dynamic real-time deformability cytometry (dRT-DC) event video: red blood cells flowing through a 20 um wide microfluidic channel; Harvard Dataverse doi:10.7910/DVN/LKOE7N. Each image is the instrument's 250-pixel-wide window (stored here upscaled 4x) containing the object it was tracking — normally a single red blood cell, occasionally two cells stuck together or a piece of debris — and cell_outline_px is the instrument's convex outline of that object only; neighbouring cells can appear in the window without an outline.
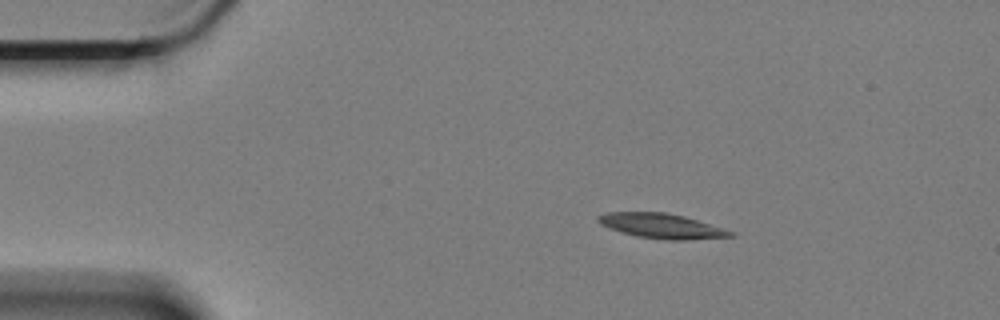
{"species": "Egyptian fruit bat (a non-hibernating species)", "species_latin": "Rousettus aegyptiacus", "temperature_condition": "cold", "stored_images_in_passage": 4, "camera_frame_rate_fps": 3000, "um_per_image_px": 0.085, "animal": {"sex": "female"}, "frame": {"image": 1, "passage_image": 2, "time_ms": 0.333, "image_size_px": [1000, 320], "cell_outline_px": [[736, 236], [684, 240], [668, 240], [636, 236], [620, 232], [608, 228], [600, 224], [596, 220], [596, 216], [608, 212], [664, 212], [684, 216], [736, 232]], "centroid_in_image_um": [56.22, 19.21], "position_along_channel_um": 28.8, "area_um2": 19.25}}